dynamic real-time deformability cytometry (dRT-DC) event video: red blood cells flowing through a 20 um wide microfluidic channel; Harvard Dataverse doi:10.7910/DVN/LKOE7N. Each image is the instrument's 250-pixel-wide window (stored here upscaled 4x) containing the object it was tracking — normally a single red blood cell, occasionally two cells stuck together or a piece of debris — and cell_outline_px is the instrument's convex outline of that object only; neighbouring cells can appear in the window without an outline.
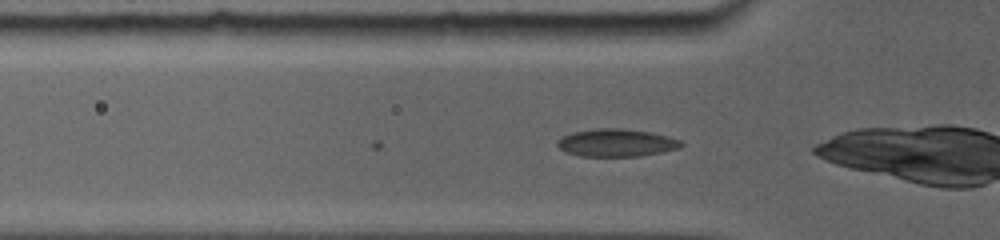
{"species": "common noctule bat (a hibernating species)", "species_latin": "Nyctalus noctula", "temperature_condition": "room temperature", "stored_images_in_passage": 19, "camera_frame_rate_fps": 5000, "um_per_image_px": 0.085, "animal": {"sex": "female", "body_mass_g": 19.0, "forearm_length_mm": 56.7}, "frame": {"image": 1, "passage_image": 3, "time_ms": 1.2, "image_size_px": [1000, 240], "cell_outline_px": [[684, 144], [680, 148], [640, 156], [580, 156], [564, 152], [556, 144], [556, 140], [560, 136], [572, 132], [596, 128], [620, 128], [648, 132], [668, 136], [680, 140]], "centroid_in_image_um": [52.34, 12.13], "position_along_channel_um": 73.5, "area_um2": 20.06}}
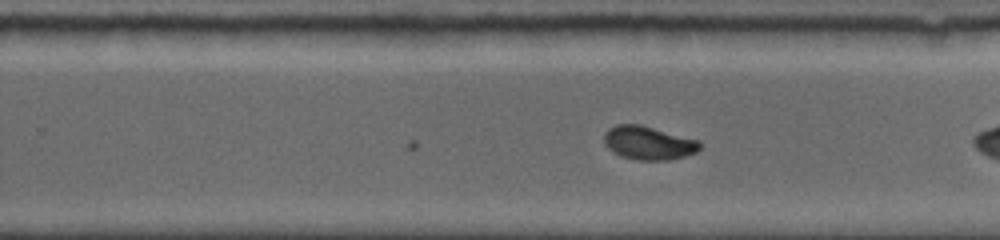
{"frame": {"image": 2, "passage_image": 11, "time_ms": 6.4, "image_size_px": [1000, 240], "cell_outline_px": [[700, 148], [696, 152], [684, 156], [668, 160], [636, 160], [620, 156], [612, 152], [604, 144], [604, 132], [608, 128], [616, 124], [640, 124], [700, 140]], "centroid_in_image_um": [55.09, 12.14], "position_along_channel_um": 274.7, "area_um2": 18.9}}
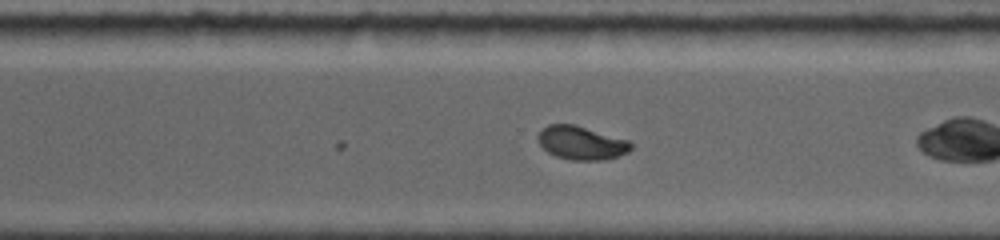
{"frame": {"image": 3, "passage_image": 13, "time_ms": 7.6, "image_size_px": [1000, 240], "cell_outline_px": [[632, 148], [628, 152], [604, 160], [572, 160], [556, 156], [548, 152], [540, 144], [536, 136], [548, 124], [576, 124], [628, 140], [632, 144]], "centroid_in_image_um": [49.41, 12.14], "position_along_channel_um": 321.2, "area_um2": 18.09}}